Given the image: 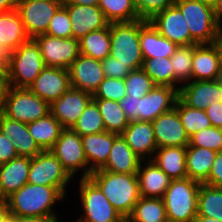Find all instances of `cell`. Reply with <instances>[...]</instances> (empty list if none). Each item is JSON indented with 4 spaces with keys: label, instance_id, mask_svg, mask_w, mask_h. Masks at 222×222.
<instances>
[{
    "label": "cell",
    "instance_id": "obj_34",
    "mask_svg": "<svg viewBox=\"0 0 222 222\" xmlns=\"http://www.w3.org/2000/svg\"><path fill=\"white\" fill-rule=\"evenodd\" d=\"M128 222H166L167 215L162 198L140 197Z\"/></svg>",
    "mask_w": 222,
    "mask_h": 222
},
{
    "label": "cell",
    "instance_id": "obj_14",
    "mask_svg": "<svg viewBox=\"0 0 222 222\" xmlns=\"http://www.w3.org/2000/svg\"><path fill=\"white\" fill-rule=\"evenodd\" d=\"M71 88L91 95L105 79L102 63L92 57L80 54L69 67Z\"/></svg>",
    "mask_w": 222,
    "mask_h": 222
},
{
    "label": "cell",
    "instance_id": "obj_47",
    "mask_svg": "<svg viewBox=\"0 0 222 222\" xmlns=\"http://www.w3.org/2000/svg\"><path fill=\"white\" fill-rule=\"evenodd\" d=\"M101 63L104 75L108 78L125 79L132 71L127 64L121 63L119 59L112 56L106 57Z\"/></svg>",
    "mask_w": 222,
    "mask_h": 222
},
{
    "label": "cell",
    "instance_id": "obj_16",
    "mask_svg": "<svg viewBox=\"0 0 222 222\" xmlns=\"http://www.w3.org/2000/svg\"><path fill=\"white\" fill-rule=\"evenodd\" d=\"M179 87L178 98L191 108L206 110L208 106L222 102V86L217 80H192Z\"/></svg>",
    "mask_w": 222,
    "mask_h": 222
},
{
    "label": "cell",
    "instance_id": "obj_40",
    "mask_svg": "<svg viewBox=\"0 0 222 222\" xmlns=\"http://www.w3.org/2000/svg\"><path fill=\"white\" fill-rule=\"evenodd\" d=\"M71 129L81 137L106 131L103 117L93 99L85 107L81 116Z\"/></svg>",
    "mask_w": 222,
    "mask_h": 222
},
{
    "label": "cell",
    "instance_id": "obj_4",
    "mask_svg": "<svg viewBox=\"0 0 222 222\" xmlns=\"http://www.w3.org/2000/svg\"><path fill=\"white\" fill-rule=\"evenodd\" d=\"M201 183L190 178L171 180L162 200L169 222H193Z\"/></svg>",
    "mask_w": 222,
    "mask_h": 222
},
{
    "label": "cell",
    "instance_id": "obj_53",
    "mask_svg": "<svg viewBox=\"0 0 222 222\" xmlns=\"http://www.w3.org/2000/svg\"><path fill=\"white\" fill-rule=\"evenodd\" d=\"M12 51L0 44V64L6 68L11 62Z\"/></svg>",
    "mask_w": 222,
    "mask_h": 222
},
{
    "label": "cell",
    "instance_id": "obj_64",
    "mask_svg": "<svg viewBox=\"0 0 222 222\" xmlns=\"http://www.w3.org/2000/svg\"><path fill=\"white\" fill-rule=\"evenodd\" d=\"M39 1H62V0H39Z\"/></svg>",
    "mask_w": 222,
    "mask_h": 222
},
{
    "label": "cell",
    "instance_id": "obj_20",
    "mask_svg": "<svg viewBox=\"0 0 222 222\" xmlns=\"http://www.w3.org/2000/svg\"><path fill=\"white\" fill-rule=\"evenodd\" d=\"M178 90L170 86L155 85L139 100V121L152 122L162 113L175 107Z\"/></svg>",
    "mask_w": 222,
    "mask_h": 222
},
{
    "label": "cell",
    "instance_id": "obj_41",
    "mask_svg": "<svg viewBox=\"0 0 222 222\" xmlns=\"http://www.w3.org/2000/svg\"><path fill=\"white\" fill-rule=\"evenodd\" d=\"M175 108L189 137L202 129L212 126L205 110L191 108L185 105L179 98L176 101Z\"/></svg>",
    "mask_w": 222,
    "mask_h": 222
},
{
    "label": "cell",
    "instance_id": "obj_62",
    "mask_svg": "<svg viewBox=\"0 0 222 222\" xmlns=\"http://www.w3.org/2000/svg\"><path fill=\"white\" fill-rule=\"evenodd\" d=\"M4 88L5 87H0V114L2 112V97H3Z\"/></svg>",
    "mask_w": 222,
    "mask_h": 222
},
{
    "label": "cell",
    "instance_id": "obj_52",
    "mask_svg": "<svg viewBox=\"0 0 222 222\" xmlns=\"http://www.w3.org/2000/svg\"><path fill=\"white\" fill-rule=\"evenodd\" d=\"M13 222H58L59 218H47V217H10Z\"/></svg>",
    "mask_w": 222,
    "mask_h": 222
},
{
    "label": "cell",
    "instance_id": "obj_37",
    "mask_svg": "<svg viewBox=\"0 0 222 222\" xmlns=\"http://www.w3.org/2000/svg\"><path fill=\"white\" fill-rule=\"evenodd\" d=\"M98 7L109 23L138 20V13L133 0H99Z\"/></svg>",
    "mask_w": 222,
    "mask_h": 222
},
{
    "label": "cell",
    "instance_id": "obj_2",
    "mask_svg": "<svg viewBox=\"0 0 222 222\" xmlns=\"http://www.w3.org/2000/svg\"><path fill=\"white\" fill-rule=\"evenodd\" d=\"M89 178L101 189L111 205L126 220L141 197L137 174L113 173L97 169Z\"/></svg>",
    "mask_w": 222,
    "mask_h": 222
},
{
    "label": "cell",
    "instance_id": "obj_44",
    "mask_svg": "<svg viewBox=\"0 0 222 222\" xmlns=\"http://www.w3.org/2000/svg\"><path fill=\"white\" fill-rule=\"evenodd\" d=\"M126 94L124 79L105 77L94 93L93 99H109L119 102Z\"/></svg>",
    "mask_w": 222,
    "mask_h": 222
},
{
    "label": "cell",
    "instance_id": "obj_45",
    "mask_svg": "<svg viewBox=\"0 0 222 222\" xmlns=\"http://www.w3.org/2000/svg\"><path fill=\"white\" fill-rule=\"evenodd\" d=\"M45 34L58 38L73 37L70 17L63 6H61L52 17L48 30Z\"/></svg>",
    "mask_w": 222,
    "mask_h": 222
},
{
    "label": "cell",
    "instance_id": "obj_54",
    "mask_svg": "<svg viewBox=\"0 0 222 222\" xmlns=\"http://www.w3.org/2000/svg\"><path fill=\"white\" fill-rule=\"evenodd\" d=\"M62 4L98 6L99 0H62Z\"/></svg>",
    "mask_w": 222,
    "mask_h": 222
},
{
    "label": "cell",
    "instance_id": "obj_58",
    "mask_svg": "<svg viewBox=\"0 0 222 222\" xmlns=\"http://www.w3.org/2000/svg\"><path fill=\"white\" fill-rule=\"evenodd\" d=\"M193 222H222V221L210 217L196 216Z\"/></svg>",
    "mask_w": 222,
    "mask_h": 222
},
{
    "label": "cell",
    "instance_id": "obj_33",
    "mask_svg": "<svg viewBox=\"0 0 222 222\" xmlns=\"http://www.w3.org/2000/svg\"><path fill=\"white\" fill-rule=\"evenodd\" d=\"M110 44L109 24L103 29L89 32L79 40L80 54L102 61L110 56Z\"/></svg>",
    "mask_w": 222,
    "mask_h": 222
},
{
    "label": "cell",
    "instance_id": "obj_24",
    "mask_svg": "<svg viewBox=\"0 0 222 222\" xmlns=\"http://www.w3.org/2000/svg\"><path fill=\"white\" fill-rule=\"evenodd\" d=\"M30 165L31 158L22 156L0 165V199H6L28 183Z\"/></svg>",
    "mask_w": 222,
    "mask_h": 222
},
{
    "label": "cell",
    "instance_id": "obj_22",
    "mask_svg": "<svg viewBox=\"0 0 222 222\" xmlns=\"http://www.w3.org/2000/svg\"><path fill=\"white\" fill-rule=\"evenodd\" d=\"M121 136L142 161H147L148 155L152 160L150 156L154 155L157 149L152 122L132 121Z\"/></svg>",
    "mask_w": 222,
    "mask_h": 222
},
{
    "label": "cell",
    "instance_id": "obj_48",
    "mask_svg": "<svg viewBox=\"0 0 222 222\" xmlns=\"http://www.w3.org/2000/svg\"><path fill=\"white\" fill-rule=\"evenodd\" d=\"M141 98L126 94L119 104L122 107L129 122L139 121V100Z\"/></svg>",
    "mask_w": 222,
    "mask_h": 222
},
{
    "label": "cell",
    "instance_id": "obj_51",
    "mask_svg": "<svg viewBox=\"0 0 222 222\" xmlns=\"http://www.w3.org/2000/svg\"><path fill=\"white\" fill-rule=\"evenodd\" d=\"M205 111L210 119L211 125L222 128V102L208 106Z\"/></svg>",
    "mask_w": 222,
    "mask_h": 222
},
{
    "label": "cell",
    "instance_id": "obj_39",
    "mask_svg": "<svg viewBox=\"0 0 222 222\" xmlns=\"http://www.w3.org/2000/svg\"><path fill=\"white\" fill-rule=\"evenodd\" d=\"M142 69L155 85L174 88V70L170 58H144Z\"/></svg>",
    "mask_w": 222,
    "mask_h": 222
},
{
    "label": "cell",
    "instance_id": "obj_10",
    "mask_svg": "<svg viewBox=\"0 0 222 222\" xmlns=\"http://www.w3.org/2000/svg\"><path fill=\"white\" fill-rule=\"evenodd\" d=\"M71 178L50 150L42 151L31 158L28 183L56 187L65 196L66 185Z\"/></svg>",
    "mask_w": 222,
    "mask_h": 222
},
{
    "label": "cell",
    "instance_id": "obj_9",
    "mask_svg": "<svg viewBox=\"0 0 222 222\" xmlns=\"http://www.w3.org/2000/svg\"><path fill=\"white\" fill-rule=\"evenodd\" d=\"M50 151L72 178L81 169L84 171L82 178H89L92 170L86 160L82 137L71 128H64L61 131L60 137Z\"/></svg>",
    "mask_w": 222,
    "mask_h": 222
},
{
    "label": "cell",
    "instance_id": "obj_18",
    "mask_svg": "<svg viewBox=\"0 0 222 222\" xmlns=\"http://www.w3.org/2000/svg\"><path fill=\"white\" fill-rule=\"evenodd\" d=\"M157 148L187 147L189 136L181 123L177 109L162 113L152 121Z\"/></svg>",
    "mask_w": 222,
    "mask_h": 222
},
{
    "label": "cell",
    "instance_id": "obj_38",
    "mask_svg": "<svg viewBox=\"0 0 222 222\" xmlns=\"http://www.w3.org/2000/svg\"><path fill=\"white\" fill-rule=\"evenodd\" d=\"M198 44L180 45L170 57L174 70V88L178 91L180 87H175L178 83L191 82L192 80V59L194 48Z\"/></svg>",
    "mask_w": 222,
    "mask_h": 222
},
{
    "label": "cell",
    "instance_id": "obj_65",
    "mask_svg": "<svg viewBox=\"0 0 222 222\" xmlns=\"http://www.w3.org/2000/svg\"><path fill=\"white\" fill-rule=\"evenodd\" d=\"M0 70H5V68L0 64Z\"/></svg>",
    "mask_w": 222,
    "mask_h": 222
},
{
    "label": "cell",
    "instance_id": "obj_23",
    "mask_svg": "<svg viewBox=\"0 0 222 222\" xmlns=\"http://www.w3.org/2000/svg\"><path fill=\"white\" fill-rule=\"evenodd\" d=\"M0 131L12 140L18 156L33 158L43 150L29 133L27 124L0 114Z\"/></svg>",
    "mask_w": 222,
    "mask_h": 222
},
{
    "label": "cell",
    "instance_id": "obj_42",
    "mask_svg": "<svg viewBox=\"0 0 222 222\" xmlns=\"http://www.w3.org/2000/svg\"><path fill=\"white\" fill-rule=\"evenodd\" d=\"M124 81L126 84V93L139 98L145 96L155 86L152 79L142 68L132 70L125 77Z\"/></svg>",
    "mask_w": 222,
    "mask_h": 222
},
{
    "label": "cell",
    "instance_id": "obj_46",
    "mask_svg": "<svg viewBox=\"0 0 222 222\" xmlns=\"http://www.w3.org/2000/svg\"><path fill=\"white\" fill-rule=\"evenodd\" d=\"M138 19L149 21L157 13L174 5L175 0H133Z\"/></svg>",
    "mask_w": 222,
    "mask_h": 222
},
{
    "label": "cell",
    "instance_id": "obj_43",
    "mask_svg": "<svg viewBox=\"0 0 222 222\" xmlns=\"http://www.w3.org/2000/svg\"><path fill=\"white\" fill-rule=\"evenodd\" d=\"M189 145L222 152V128L211 126L189 137Z\"/></svg>",
    "mask_w": 222,
    "mask_h": 222
},
{
    "label": "cell",
    "instance_id": "obj_3",
    "mask_svg": "<svg viewBox=\"0 0 222 222\" xmlns=\"http://www.w3.org/2000/svg\"><path fill=\"white\" fill-rule=\"evenodd\" d=\"M45 67L38 44L30 38L12 52L11 62L5 68V85L29 88Z\"/></svg>",
    "mask_w": 222,
    "mask_h": 222
},
{
    "label": "cell",
    "instance_id": "obj_28",
    "mask_svg": "<svg viewBox=\"0 0 222 222\" xmlns=\"http://www.w3.org/2000/svg\"><path fill=\"white\" fill-rule=\"evenodd\" d=\"M118 134L101 132L82 136V144L89 168L100 169L108 160L110 149Z\"/></svg>",
    "mask_w": 222,
    "mask_h": 222
},
{
    "label": "cell",
    "instance_id": "obj_15",
    "mask_svg": "<svg viewBox=\"0 0 222 222\" xmlns=\"http://www.w3.org/2000/svg\"><path fill=\"white\" fill-rule=\"evenodd\" d=\"M71 88L68 69L45 67L29 86V90L51 104Z\"/></svg>",
    "mask_w": 222,
    "mask_h": 222
},
{
    "label": "cell",
    "instance_id": "obj_27",
    "mask_svg": "<svg viewBox=\"0 0 222 222\" xmlns=\"http://www.w3.org/2000/svg\"><path fill=\"white\" fill-rule=\"evenodd\" d=\"M139 43L144 58H170L178 47L176 43L160 35L150 21H145L140 26Z\"/></svg>",
    "mask_w": 222,
    "mask_h": 222
},
{
    "label": "cell",
    "instance_id": "obj_5",
    "mask_svg": "<svg viewBox=\"0 0 222 222\" xmlns=\"http://www.w3.org/2000/svg\"><path fill=\"white\" fill-rule=\"evenodd\" d=\"M146 20L110 23V56L127 64L131 70L142 68L143 54L139 43L140 26Z\"/></svg>",
    "mask_w": 222,
    "mask_h": 222
},
{
    "label": "cell",
    "instance_id": "obj_61",
    "mask_svg": "<svg viewBox=\"0 0 222 222\" xmlns=\"http://www.w3.org/2000/svg\"><path fill=\"white\" fill-rule=\"evenodd\" d=\"M198 1L209 4L211 6H214L217 3V0H198Z\"/></svg>",
    "mask_w": 222,
    "mask_h": 222
},
{
    "label": "cell",
    "instance_id": "obj_11",
    "mask_svg": "<svg viewBox=\"0 0 222 222\" xmlns=\"http://www.w3.org/2000/svg\"><path fill=\"white\" fill-rule=\"evenodd\" d=\"M40 48L46 67L69 69L80 55L79 40L40 34L33 38Z\"/></svg>",
    "mask_w": 222,
    "mask_h": 222
},
{
    "label": "cell",
    "instance_id": "obj_8",
    "mask_svg": "<svg viewBox=\"0 0 222 222\" xmlns=\"http://www.w3.org/2000/svg\"><path fill=\"white\" fill-rule=\"evenodd\" d=\"M80 200L84 215L76 222H125L101 189L90 179L80 178Z\"/></svg>",
    "mask_w": 222,
    "mask_h": 222
},
{
    "label": "cell",
    "instance_id": "obj_1",
    "mask_svg": "<svg viewBox=\"0 0 222 222\" xmlns=\"http://www.w3.org/2000/svg\"><path fill=\"white\" fill-rule=\"evenodd\" d=\"M64 197L56 187L27 183L5 200L10 217L57 218L52 207Z\"/></svg>",
    "mask_w": 222,
    "mask_h": 222
},
{
    "label": "cell",
    "instance_id": "obj_17",
    "mask_svg": "<svg viewBox=\"0 0 222 222\" xmlns=\"http://www.w3.org/2000/svg\"><path fill=\"white\" fill-rule=\"evenodd\" d=\"M92 99L93 95L70 88L50 104V113L63 128H72Z\"/></svg>",
    "mask_w": 222,
    "mask_h": 222
},
{
    "label": "cell",
    "instance_id": "obj_26",
    "mask_svg": "<svg viewBox=\"0 0 222 222\" xmlns=\"http://www.w3.org/2000/svg\"><path fill=\"white\" fill-rule=\"evenodd\" d=\"M145 166L141 161L137 178L139 191L142 197L162 198L170 185L171 178L168 177L152 160L147 161Z\"/></svg>",
    "mask_w": 222,
    "mask_h": 222
},
{
    "label": "cell",
    "instance_id": "obj_59",
    "mask_svg": "<svg viewBox=\"0 0 222 222\" xmlns=\"http://www.w3.org/2000/svg\"><path fill=\"white\" fill-rule=\"evenodd\" d=\"M216 44L218 45V47L220 49L221 59H222V29H220V32L218 33Z\"/></svg>",
    "mask_w": 222,
    "mask_h": 222
},
{
    "label": "cell",
    "instance_id": "obj_25",
    "mask_svg": "<svg viewBox=\"0 0 222 222\" xmlns=\"http://www.w3.org/2000/svg\"><path fill=\"white\" fill-rule=\"evenodd\" d=\"M141 161L125 139L118 135L110 149L107 162L100 170L113 173L137 174Z\"/></svg>",
    "mask_w": 222,
    "mask_h": 222
},
{
    "label": "cell",
    "instance_id": "obj_19",
    "mask_svg": "<svg viewBox=\"0 0 222 222\" xmlns=\"http://www.w3.org/2000/svg\"><path fill=\"white\" fill-rule=\"evenodd\" d=\"M62 6L69 14L74 39L80 40L89 32L103 29L110 24L98 6L74 4H62Z\"/></svg>",
    "mask_w": 222,
    "mask_h": 222
},
{
    "label": "cell",
    "instance_id": "obj_50",
    "mask_svg": "<svg viewBox=\"0 0 222 222\" xmlns=\"http://www.w3.org/2000/svg\"><path fill=\"white\" fill-rule=\"evenodd\" d=\"M12 140L0 131V165L17 157Z\"/></svg>",
    "mask_w": 222,
    "mask_h": 222
},
{
    "label": "cell",
    "instance_id": "obj_13",
    "mask_svg": "<svg viewBox=\"0 0 222 222\" xmlns=\"http://www.w3.org/2000/svg\"><path fill=\"white\" fill-rule=\"evenodd\" d=\"M149 21L160 35L178 46L198 44L190 36L188 24L181 11L175 5L157 13Z\"/></svg>",
    "mask_w": 222,
    "mask_h": 222
},
{
    "label": "cell",
    "instance_id": "obj_31",
    "mask_svg": "<svg viewBox=\"0 0 222 222\" xmlns=\"http://www.w3.org/2000/svg\"><path fill=\"white\" fill-rule=\"evenodd\" d=\"M217 152L208 148L187 146V178L204 183L211 171Z\"/></svg>",
    "mask_w": 222,
    "mask_h": 222
},
{
    "label": "cell",
    "instance_id": "obj_60",
    "mask_svg": "<svg viewBox=\"0 0 222 222\" xmlns=\"http://www.w3.org/2000/svg\"><path fill=\"white\" fill-rule=\"evenodd\" d=\"M0 87H5V70H0Z\"/></svg>",
    "mask_w": 222,
    "mask_h": 222
},
{
    "label": "cell",
    "instance_id": "obj_63",
    "mask_svg": "<svg viewBox=\"0 0 222 222\" xmlns=\"http://www.w3.org/2000/svg\"><path fill=\"white\" fill-rule=\"evenodd\" d=\"M217 81H218V83L222 86V70H221L220 73L218 74Z\"/></svg>",
    "mask_w": 222,
    "mask_h": 222
},
{
    "label": "cell",
    "instance_id": "obj_32",
    "mask_svg": "<svg viewBox=\"0 0 222 222\" xmlns=\"http://www.w3.org/2000/svg\"><path fill=\"white\" fill-rule=\"evenodd\" d=\"M27 127L32 138L43 151L50 150L53 147L64 129L51 113L28 123Z\"/></svg>",
    "mask_w": 222,
    "mask_h": 222
},
{
    "label": "cell",
    "instance_id": "obj_21",
    "mask_svg": "<svg viewBox=\"0 0 222 222\" xmlns=\"http://www.w3.org/2000/svg\"><path fill=\"white\" fill-rule=\"evenodd\" d=\"M222 70L221 52L216 43L198 44L192 59V80H217Z\"/></svg>",
    "mask_w": 222,
    "mask_h": 222
},
{
    "label": "cell",
    "instance_id": "obj_55",
    "mask_svg": "<svg viewBox=\"0 0 222 222\" xmlns=\"http://www.w3.org/2000/svg\"><path fill=\"white\" fill-rule=\"evenodd\" d=\"M9 218L7 202L5 199H0V222H7Z\"/></svg>",
    "mask_w": 222,
    "mask_h": 222
},
{
    "label": "cell",
    "instance_id": "obj_56",
    "mask_svg": "<svg viewBox=\"0 0 222 222\" xmlns=\"http://www.w3.org/2000/svg\"><path fill=\"white\" fill-rule=\"evenodd\" d=\"M17 0H0V12L11 11L16 8Z\"/></svg>",
    "mask_w": 222,
    "mask_h": 222
},
{
    "label": "cell",
    "instance_id": "obj_12",
    "mask_svg": "<svg viewBox=\"0 0 222 222\" xmlns=\"http://www.w3.org/2000/svg\"><path fill=\"white\" fill-rule=\"evenodd\" d=\"M61 1L17 0L16 9L30 38L45 34Z\"/></svg>",
    "mask_w": 222,
    "mask_h": 222
},
{
    "label": "cell",
    "instance_id": "obj_6",
    "mask_svg": "<svg viewBox=\"0 0 222 222\" xmlns=\"http://www.w3.org/2000/svg\"><path fill=\"white\" fill-rule=\"evenodd\" d=\"M1 113L12 120L28 124L49 114L50 104L28 88L5 85Z\"/></svg>",
    "mask_w": 222,
    "mask_h": 222
},
{
    "label": "cell",
    "instance_id": "obj_30",
    "mask_svg": "<svg viewBox=\"0 0 222 222\" xmlns=\"http://www.w3.org/2000/svg\"><path fill=\"white\" fill-rule=\"evenodd\" d=\"M29 39L16 8L0 12V44L13 52Z\"/></svg>",
    "mask_w": 222,
    "mask_h": 222
},
{
    "label": "cell",
    "instance_id": "obj_49",
    "mask_svg": "<svg viewBox=\"0 0 222 222\" xmlns=\"http://www.w3.org/2000/svg\"><path fill=\"white\" fill-rule=\"evenodd\" d=\"M204 184L222 188V152H217L209 177Z\"/></svg>",
    "mask_w": 222,
    "mask_h": 222
},
{
    "label": "cell",
    "instance_id": "obj_29",
    "mask_svg": "<svg viewBox=\"0 0 222 222\" xmlns=\"http://www.w3.org/2000/svg\"><path fill=\"white\" fill-rule=\"evenodd\" d=\"M187 147H161L156 149L152 161L172 180L187 178Z\"/></svg>",
    "mask_w": 222,
    "mask_h": 222
},
{
    "label": "cell",
    "instance_id": "obj_57",
    "mask_svg": "<svg viewBox=\"0 0 222 222\" xmlns=\"http://www.w3.org/2000/svg\"><path fill=\"white\" fill-rule=\"evenodd\" d=\"M213 7L217 23L220 29H222V0H217V3Z\"/></svg>",
    "mask_w": 222,
    "mask_h": 222
},
{
    "label": "cell",
    "instance_id": "obj_36",
    "mask_svg": "<svg viewBox=\"0 0 222 222\" xmlns=\"http://www.w3.org/2000/svg\"><path fill=\"white\" fill-rule=\"evenodd\" d=\"M197 216L222 221V188L201 183L198 191Z\"/></svg>",
    "mask_w": 222,
    "mask_h": 222
},
{
    "label": "cell",
    "instance_id": "obj_7",
    "mask_svg": "<svg viewBox=\"0 0 222 222\" xmlns=\"http://www.w3.org/2000/svg\"><path fill=\"white\" fill-rule=\"evenodd\" d=\"M174 5L181 11L190 36L198 44L216 43L220 27L213 6L198 0H175Z\"/></svg>",
    "mask_w": 222,
    "mask_h": 222
},
{
    "label": "cell",
    "instance_id": "obj_35",
    "mask_svg": "<svg viewBox=\"0 0 222 222\" xmlns=\"http://www.w3.org/2000/svg\"><path fill=\"white\" fill-rule=\"evenodd\" d=\"M103 117L105 130L121 135L130 123L118 101L93 99Z\"/></svg>",
    "mask_w": 222,
    "mask_h": 222
}]
</instances>
